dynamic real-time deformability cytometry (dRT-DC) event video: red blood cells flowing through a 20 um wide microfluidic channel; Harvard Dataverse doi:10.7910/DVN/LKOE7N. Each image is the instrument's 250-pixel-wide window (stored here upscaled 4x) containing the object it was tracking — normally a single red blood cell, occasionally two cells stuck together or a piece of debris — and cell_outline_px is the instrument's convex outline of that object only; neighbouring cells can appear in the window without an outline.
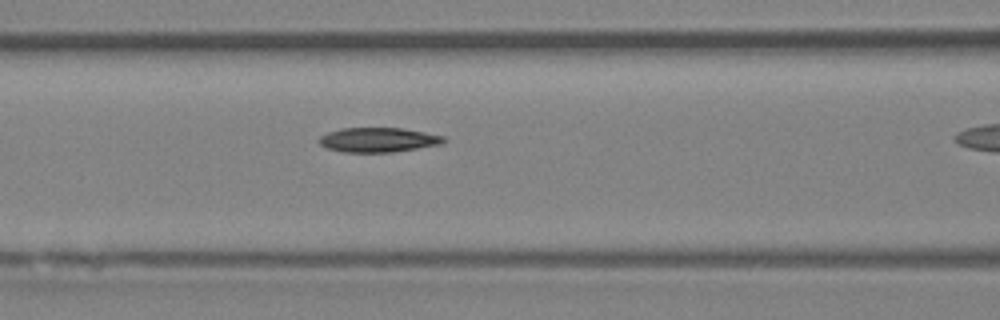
{"species": "Egyptian fruit bat (a non-hibernating species)", "species_latin": "Rousettus aegyptiacus", "temperature_condition": "room temperature", "stored_images_in_passage": 34, "camera_frame_rate_fps": 3000, "um_per_image_px": 0.085, "animal": {"sex": "female"}, "frame": {"image": 1, "passage_image": 6, "time_ms": 1.667, "image_size_px": [1000, 320], "cell_outline_px": [[448, 140], [440, 144], [392, 152], [344, 152], [328, 148], [320, 144], [316, 140], [320, 136], [328, 132], [340, 128], [404, 128], [444, 136]], "centroid_in_image_um": [32.13, 11.88], "position_along_channel_um": 134.5, "area_um2": 17.8}}